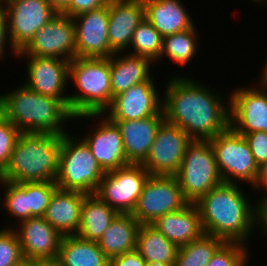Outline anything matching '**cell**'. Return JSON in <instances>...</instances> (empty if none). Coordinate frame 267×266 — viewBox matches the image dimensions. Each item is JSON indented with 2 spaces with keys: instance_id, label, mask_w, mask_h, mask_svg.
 Segmentation results:
<instances>
[{
  "instance_id": "cell-13",
  "label": "cell",
  "mask_w": 267,
  "mask_h": 266,
  "mask_svg": "<svg viewBox=\"0 0 267 266\" xmlns=\"http://www.w3.org/2000/svg\"><path fill=\"white\" fill-rule=\"evenodd\" d=\"M191 141L180 127L164 120L156 132L147 158L141 165L150 175L174 176Z\"/></svg>"
},
{
  "instance_id": "cell-12",
  "label": "cell",
  "mask_w": 267,
  "mask_h": 266,
  "mask_svg": "<svg viewBox=\"0 0 267 266\" xmlns=\"http://www.w3.org/2000/svg\"><path fill=\"white\" fill-rule=\"evenodd\" d=\"M75 35L72 17L58 13L34 34L30 42L17 55L20 58L25 55L71 61L76 57Z\"/></svg>"
},
{
  "instance_id": "cell-30",
  "label": "cell",
  "mask_w": 267,
  "mask_h": 266,
  "mask_svg": "<svg viewBox=\"0 0 267 266\" xmlns=\"http://www.w3.org/2000/svg\"><path fill=\"white\" fill-rule=\"evenodd\" d=\"M224 243L222 239L204 234L201 238L178 247L174 266H206Z\"/></svg>"
},
{
  "instance_id": "cell-39",
  "label": "cell",
  "mask_w": 267,
  "mask_h": 266,
  "mask_svg": "<svg viewBox=\"0 0 267 266\" xmlns=\"http://www.w3.org/2000/svg\"><path fill=\"white\" fill-rule=\"evenodd\" d=\"M110 0H70L69 6L62 14L74 17L80 13L98 9L108 4Z\"/></svg>"
},
{
  "instance_id": "cell-10",
  "label": "cell",
  "mask_w": 267,
  "mask_h": 266,
  "mask_svg": "<svg viewBox=\"0 0 267 266\" xmlns=\"http://www.w3.org/2000/svg\"><path fill=\"white\" fill-rule=\"evenodd\" d=\"M149 176L141 164H128L107 171L94 194L118 213H132Z\"/></svg>"
},
{
  "instance_id": "cell-40",
  "label": "cell",
  "mask_w": 267,
  "mask_h": 266,
  "mask_svg": "<svg viewBox=\"0 0 267 266\" xmlns=\"http://www.w3.org/2000/svg\"><path fill=\"white\" fill-rule=\"evenodd\" d=\"M145 263L136 249L109 260V266H145Z\"/></svg>"
},
{
  "instance_id": "cell-23",
  "label": "cell",
  "mask_w": 267,
  "mask_h": 266,
  "mask_svg": "<svg viewBox=\"0 0 267 266\" xmlns=\"http://www.w3.org/2000/svg\"><path fill=\"white\" fill-rule=\"evenodd\" d=\"M86 195L58 188L53 193L43 217L62 236L77 235Z\"/></svg>"
},
{
  "instance_id": "cell-21",
  "label": "cell",
  "mask_w": 267,
  "mask_h": 266,
  "mask_svg": "<svg viewBox=\"0 0 267 266\" xmlns=\"http://www.w3.org/2000/svg\"><path fill=\"white\" fill-rule=\"evenodd\" d=\"M163 121V111L144 119L113 121L120 129L128 164H142L145 161Z\"/></svg>"
},
{
  "instance_id": "cell-11",
  "label": "cell",
  "mask_w": 267,
  "mask_h": 266,
  "mask_svg": "<svg viewBox=\"0 0 267 266\" xmlns=\"http://www.w3.org/2000/svg\"><path fill=\"white\" fill-rule=\"evenodd\" d=\"M4 6L9 40L17 52L58 14L48 0H9Z\"/></svg>"
},
{
  "instance_id": "cell-26",
  "label": "cell",
  "mask_w": 267,
  "mask_h": 266,
  "mask_svg": "<svg viewBox=\"0 0 267 266\" xmlns=\"http://www.w3.org/2000/svg\"><path fill=\"white\" fill-rule=\"evenodd\" d=\"M140 223L131 213H118L97 242L110 260L136 249Z\"/></svg>"
},
{
  "instance_id": "cell-3",
  "label": "cell",
  "mask_w": 267,
  "mask_h": 266,
  "mask_svg": "<svg viewBox=\"0 0 267 266\" xmlns=\"http://www.w3.org/2000/svg\"><path fill=\"white\" fill-rule=\"evenodd\" d=\"M14 90L0 95V114L21 133H68L64 122L74 116L59 99L41 95L25 84Z\"/></svg>"
},
{
  "instance_id": "cell-44",
  "label": "cell",
  "mask_w": 267,
  "mask_h": 266,
  "mask_svg": "<svg viewBox=\"0 0 267 266\" xmlns=\"http://www.w3.org/2000/svg\"><path fill=\"white\" fill-rule=\"evenodd\" d=\"M50 5L58 12L62 13L68 6L70 0H48Z\"/></svg>"
},
{
  "instance_id": "cell-35",
  "label": "cell",
  "mask_w": 267,
  "mask_h": 266,
  "mask_svg": "<svg viewBox=\"0 0 267 266\" xmlns=\"http://www.w3.org/2000/svg\"><path fill=\"white\" fill-rule=\"evenodd\" d=\"M247 248L241 243H224L206 266H247Z\"/></svg>"
},
{
  "instance_id": "cell-14",
  "label": "cell",
  "mask_w": 267,
  "mask_h": 266,
  "mask_svg": "<svg viewBox=\"0 0 267 266\" xmlns=\"http://www.w3.org/2000/svg\"><path fill=\"white\" fill-rule=\"evenodd\" d=\"M257 88H237L229 97V126L238 134L267 132V87L262 81Z\"/></svg>"
},
{
  "instance_id": "cell-33",
  "label": "cell",
  "mask_w": 267,
  "mask_h": 266,
  "mask_svg": "<svg viewBox=\"0 0 267 266\" xmlns=\"http://www.w3.org/2000/svg\"><path fill=\"white\" fill-rule=\"evenodd\" d=\"M58 189L56 182H26V196H28V219L43 217L50 203L53 193Z\"/></svg>"
},
{
  "instance_id": "cell-16",
  "label": "cell",
  "mask_w": 267,
  "mask_h": 266,
  "mask_svg": "<svg viewBox=\"0 0 267 266\" xmlns=\"http://www.w3.org/2000/svg\"><path fill=\"white\" fill-rule=\"evenodd\" d=\"M152 79L153 77L114 96L110 106L103 112L104 116L111 121H123L159 115L162 112L163 98L159 97L160 92L156 90Z\"/></svg>"
},
{
  "instance_id": "cell-29",
  "label": "cell",
  "mask_w": 267,
  "mask_h": 266,
  "mask_svg": "<svg viewBox=\"0 0 267 266\" xmlns=\"http://www.w3.org/2000/svg\"><path fill=\"white\" fill-rule=\"evenodd\" d=\"M136 250L146 262L174 264L178 247L151 224H142L137 233Z\"/></svg>"
},
{
  "instance_id": "cell-45",
  "label": "cell",
  "mask_w": 267,
  "mask_h": 266,
  "mask_svg": "<svg viewBox=\"0 0 267 266\" xmlns=\"http://www.w3.org/2000/svg\"><path fill=\"white\" fill-rule=\"evenodd\" d=\"M34 266H60L56 261L35 262Z\"/></svg>"
},
{
  "instance_id": "cell-15",
  "label": "cell",
  "mask_w": 267,
  "mask_h": 266,
  "mask_svg": "<svg viewBox=\"0 0 267 266\" xmlns=\"http://www.w3.org/2000/svg\"><path fill=\"white\" fill-rule=\"evenodd\" d=\"M75 24L76 57L109 58L115 52L108 40V4L72 17Z\"/></svg>"
},
{
  "instance_id": "cell-49",
  "label": "cell",
  "mask_w": 267,
  "mask_h": 266,
  "mask_svg": "<svg viewBox=\"0 0 267 266\" xmlns=\"http://www.w3.org/2000/svg\"><path fill=\"white\" fill-rule=\"evenodd\" d=\"M252 2H255V3L259 4V5H260V4H261V5H262V4L264 5V4L267 2V0H252Z\"/></svg>"
},
{
  "instance_id": "cell-37",
  "label": "cell",
  "mask_w": 267,
  "mask_h": 266,
  "mask_svg": "<svg viewBox=\"0 0 267 266\" xmlns=\"http://www.w3.org/2000/svg\"><path fill=\"white\" fill-rule=\"evenodd\" d=\"M21 132L0 114V175L7 167Z\"/></svg>"
},
{
  "instance_id": "cell-1",
  "label": "cell",
  "mask_w": 267,
  "mask_h": 266,
  "mask_svg": "<svg viewBox=\"0 0 267 266\" xmlns=\"http://www.w3.org/2000/svg\"><path fill=\"white\" fill-rule=\"evenodd\" d=\"M164 90V120L180 127L192 140H210L229 127L230 108L220 93L192 78L175 76Z\"/></svg>"
},
{
  "instance_id": "cell-46",
  "label": "cell",
  "mask_w": 267,
  "mask_h": 266,
  "mask_svg": "<svg viewBox=\"0 0 267 266\" xmlns=\"http://www.w3.org/2000/svg\"><path fill=\"white\" fill-rule=\"evenodd\" d=\"M145 266H174V264H165L161 262H146Z\"/></svg>"
},
{
  "instance_id": "cell-36",
  "label": "cell",
  "mask_w": 267,
  "mask_h": 266,
  "mask_svg": "<svg viewBox=\"0 0 267 266\" xmlns=\"http://www.w3.org/2000/svg\"><path fill=\"white\" fill-rule=\"evenodd\" d=\"M7 227L0 229V266H15L25 258L13 227Z\"/></svg>"
},
{
  "instance_id": "cell-28",
  "label": "cell",
  "mask_w": 267,
  "mask_h": 266,
  "mask_svg": "<svg viewBox=\"0 0 267 266\" xmlns=\"http://www.w3.org/2000/svg\"><path fill=\"white\" fill-rule=\"evenodd\" d=\"M56 262L60 266H109V259L95 241L63 236Z\"/></svg>"
},
{
  "instance_id": "cell-47",
  "label": "cell",
  "mask_w": 267,
  "mask_h": 266,
  "mask_svg": "<svg viewBox=\"0 0 267 266\" xmlns=\"http://www.w3.org/2000/svg\"><path fill=\"white\" fill-rule=\"evenodd\" d=\"M15 266H34V261L25 259L21 263L15 265Z\"/></svg>"
},
{
  "instance_id": "cell-20",
  "label": "cell",
  "mask_w": 267,
  "mask_h": 266,
  "mask_svg": "<svg viewBox=\"0 0 267 266\" xmlns=\"http://www.w3.org/2000/svg\"><path fill=\"white\" fill-rule=\"evenodd\" d=\"M108 40L110 48L123 52L130 47L134 31L145 19L143 0H110L108 2Z\"/></svg>"
},
{
  "instance_id": "cell-22",
  "label": "cell",
  "mask_w": 267,
  "mask_h": 266,
  "mask_svg": "<svg viewBox=\"0 0 267 266\" xmlns=\"http://www.w3.org/2000/svg\"><path fill=\"white\" fill-rule=\"evenodd\" d=\"M151 225L177 247L197 240L205 234L199 208L193 203H188L179 211L159 217Z\"/></svg>"
},
{
  "instance_id": "cell-38",
  "label": "cell",
  "mask_w": 267,
  "mask_h": 266,
  "mask_svg": "<svg viewBox=\"0 0 267 266\" xmlns=\"http://www.w3.org/2000/svg\"><path fill=\"white\" fill-rule=\"evenodd\" d=\"M258 166L267 162V132L256 131L243 135Z\"/></svg>"
},
{
  "instance_id": "cell-17",
  "label": "cell",
  "mask_w": 267,
  "mask_h": 266,
  "mask_svg": "<svg viewBox=\"0 0 267 266\" xmlns=\"http://www.w3.org/2000/svg\"><path fill=\"white\" fill-rule=\"evenodd\" d=\"M103 113H90L74 116V119L96 118L102 119L99 127L92 129L82 139L90 148L93 157L101 168L107 172L128 165L123 148L122 136L119 127Z\"/></svg>"
},
{
  "instance_id": "cell-25",
  "label": "cell",
  "mask_w": 267,
  "mask_h": 266,
  "mask_svg": "<svg viewBox=\"0 0 267 266\" xmlns=\"http://www.w3.org/2000/svg\"><path fill=\"white\" fill-rule=\"evenodd\" d=\"M118 54V57H117ZM116 52L110 57V86L111 102L114 96L128 90L132 86L147 82L150 75L152 61L143 56Z\"/></svg>"
},
{
  "instance_id": "cell-5",
  "label": "cell",
  "mask_w": 267,
  "mask_h": 266,
  "mask_svg": "<svg viewBox=\"0 0 267 266\" xmlns=\"http://www.w3.org/2000/svg\"><path fill=\"white\" fill-rule=\"evenodd\" d=\"M69 79L79 93L68 95L73 116L103 113L111 104L110 57H75L69 62Z\"/></svg>"
},
{
  "instance_id": "cell-8",
  "label": "cell",
  "mask_w": 267,
  "mask_h": 266,
  "mask_svg": "<svg viewBox=\"0 0 267 266\" xmlns=\"http://www.w3.org/2000/svg\"><path fill=\"white\" fill-rule=\"evenodd\" d=\"M209 142L214 149L222 181L236 184L237 181L241 180L253 186L259 166L244 136L229 126L224 132L210 139Z\"/></svg>"
},
{
  "instance_id": "cell-2",
  "label": "cell",
  "mask_w": 267,
  "mask_h": 266,
  "mask_svg": "<svg viewBox=\"0 0 267 266\" xmlns=\"http://www.w3.org/2000/svg\"><path fill=\"white\" fill-rule=\"evenodd\" d=\"M243 193L238 183L222 182L196 203L205 234L225 243L247 245L249 234L255 230V204L251 205Z\"/></svg>"
},
{
  "instance_id": "cell-18",
  "label": "cell",
  "mask_w": 267,
  "mask_h": 266,
  "mask_svg": "<svg viewBox=\"0 0 267 266\" xmlns=\"http://www.w3.org/2000/svg\"><path fill=\"white\" fill-rule=\"evenodd\" d=\"M19 225L13 229L25 259L35 262L57 260L63 236L44 217H30Z\"/></svg>"
},
{
  "instance_id": "cell-7",
  "label": "cell",
  "mask_w": 267,
  "mask_h": 266,
  "mask_svg": "<svg viewBox=\"0 0 267 266\" xmlns=\"http://www.w3.org/2000/svg\"><path fill=\"white\" fill-rule=\"evenodd\" d=\"M174 176L179 182L184 199L193 204L223 182L209 140H192L187 145L181 165Z\"/></svg>"
},
{
  "instance_id": "cell-31",
  "label": "cell",
  "mask_w": 267,
  "mask_h": 266,
  "mask_svg": "<svg viewBox=\"0 0 267 266\" xmlns=\"http://www.w3.org/2000/svg\"><path fill=\"white\" fill-rule=\"evenodd\" d=\"M196 26L163 38L161 57L168 56L179 65H187L197 54L198 37Z\"/></svg>"
},
{
  "instance_id": "cell-19",
  "label": "cell",
  "mask_w": 267,
  "mask_h": 266,
  "mask_svg": "<svg viewBox=\"0 0 267 266\" xmlns=\"http://www.w3.org/2000/svg\"><path fill=\"white\" fill-rule=\"evenodd\" d=\"M27 80L24 84L35 92L59 99L68 108L64 91L69 79V62L53 57L26 56Z\"/></svg>"
},
{
  "instance_id": "cell-32",
  "label": "cell",
  "mask_w": 267,
  "mask_h": 266,
  "mask_svg": "<svg viewBox=\"0 0 267 266\" xmlns=\"http://www.w3.org/2000/svg\"><path fill=\"white\" fill-rule=\"evenodd\" d=\"M163 37L145 18L136 28L130 46L133 52L128 54L149 58L153 63L161 59Z\"/></svg>"
},
{
  "instance_id": "cell-43",
  "label": "cell",
  "mask_w": 267,
  "mask_h": 266,
  "mask_svg": "<svg viewBox=\"0 0 267 266\" xmlns=\"http://www.w3.org/2000/svg\"><path fill=\"white\" fill-rule=\"evenodd\" d=\"M252 187L257 190H265L262 197H267V162L259 166L258 175Z\"/></svg>"
},
{
  "instance_id": "cell-50",
  "label": "cell",
  "mask_w": 267,
  "mask_h": 266,
  "mask_svg": "<svg viewBox=\"0 0 267 266\" xmlns=\"http://www.w3.org/2000/svg\"><path fill=\"white\" fill-rule=\"evenodd\" d=\"M259 80L262 81L267 87V77H260Z\"/></svg>"
},
{
  "instance_id": "cell-42",
  "label": "cell",
  "mask_w": 267,
  "mask_h": 266,
  "mask_svg": "<svg viewBox=\"0 0 267 266\" xmlns=\"http://www.w3.org/2000/svg\"><path fill=\"white\" fill-rule=\"evenodd\" d=\"M262 229V234L267 237V197L261 198L255 204V226Z\"/></svg>"
},
{
  "instance_id": "cell-27",
  "label": "cell",
  "mask_w": 267,
  "mask_h": 266,
  "mask_svg": "<svg viewBox=\"0 0 267 266\" xmlns=\"http://www.w3.org/2000/svg\"><path fill=\"white\" fill-rule=\"evenodd\" d=\"M118 212L102 201L95 194L84 198L78 237L87 241L98 242Z\"/></svg>"
},
{
  "instance_id": "cell-9",
  "label": "cell",
  "mask_w": 267,
  "mask_h": 266,
  "mask_svg": "<svg viewBox=\"0 0 267 266\" xmlns=\"http://www.w3.org/2000/svg\"><path fill=\"white\" fill-rule=\"evenodd\" d=\"M187 204L175 176L150 175L131 214L141 225L152 224L159 217L179 211Z\"/></svg>"
},
{
  "instance_id": "cell-34",
  "label": "cell",
  "mask_w": 267,
  "mask_h": 266,
  "mask_svg": "<svg viewBox=\"0 0 267 266\" xmlns=\"http://www.w3.org/2000/svg\"><path fill=\"white\" fill-rule=\"evenodd\" d=\"M6 188L4 194L3 206L7 209L10 217L16 218L17 223L28 219V196H26V182L12 183L6 180H0ZM19 220V221H18Z\"/></svg>"
},
{
  "instance_id": "cell-51",
  "label": "cell",
  "mask_w": 267,
  "mask_h": 266,
  "mask_svg": "<svg viewBox=\"0 0 267 266\" xmlns=\"http://www.w3.org/2000/svg\"><path fill=\"white\" fill-rule=\"evenodd\" d=\"M7 1H9V0H0V3L4 4V3H6Z\"/></svg>"
},
{
  "instance_id": "cell-4",
  "label": "cell",
  "mask_w": 267,
  "mask_h": 266,
  "mask_svg": "<svg viewBox=\"0 0 267 266\" xmlns=\"http://www.w3.org/2000/svg\"><path fill=\"white\" fill-rule=\"evenodd\" d=\"M62 135L53 133H20L9 163L0 180L12 183L56 180Z\"/></svg>"
},
{
  "instance_id": "cell-41",
  "label": "cell",
  "mask_w": 267,
  "mask_h": 266,
  "mask_svg": "<svg viewBox=\"0 0 267 266\" xmlns=\"http://www.w3.org/2000/svg\"><path fill=\"white\" fill-rule=\"evenodd\" d=\"M8 39V40H7ZM6 42L9 44L10 48L12 49V53L17 56L18 52L12 47L11 42L9 40V35H8V22H7V15L5 11L4 4L0 3V58L4 57L5 54V47H6Z\"/></svg>"
},
{
  "instance_id": "cell-48",
  "label": "cell",
  "mask_w": 267,
  "mask_h": 266,
  "mask_svg": "<svg viewBox=\"0 0 267 266\" xmlns=\"http://www.w3.org/2000/svg\"><path fill=\"white\" fill-rule=\"evenodd\" d=\"M263 69L264 70L261 72L262 74L260 77H267V59Z\"/></svg>"
},
{
  "instance_id": "cell-6",
  "label": "cell",
  "mask_w": 267,
  "mask_h": 266,
  "mask_svg": "<svg viewBox=\"0 0 267 266\" xmlns=\"http://www.w3.org/2000/svg\"><path fill=\"white\" fill-rule=\"evenodd\" d=\"M69 133L62 135L55 182L62 190L94 194L106 172L93 157L85 141L82 138L76 140Z\"/></svg>"
},
{
  "instance_id": "cell-24",
  "label": "cell",
  "mask_w": 267,
  "mask_h": 266,
  "mask_svg": "<svg viewBox=\"0 0 267 266\" xmlns=\"http://www.w3.org/2000/svg\"><path fill=\"white\" fill-rule=\"evenodd\" d=\"M143 2L145 18L163 38L188 30L195 25L180 0H143Z\"/></svg>"
}]
</instances>
